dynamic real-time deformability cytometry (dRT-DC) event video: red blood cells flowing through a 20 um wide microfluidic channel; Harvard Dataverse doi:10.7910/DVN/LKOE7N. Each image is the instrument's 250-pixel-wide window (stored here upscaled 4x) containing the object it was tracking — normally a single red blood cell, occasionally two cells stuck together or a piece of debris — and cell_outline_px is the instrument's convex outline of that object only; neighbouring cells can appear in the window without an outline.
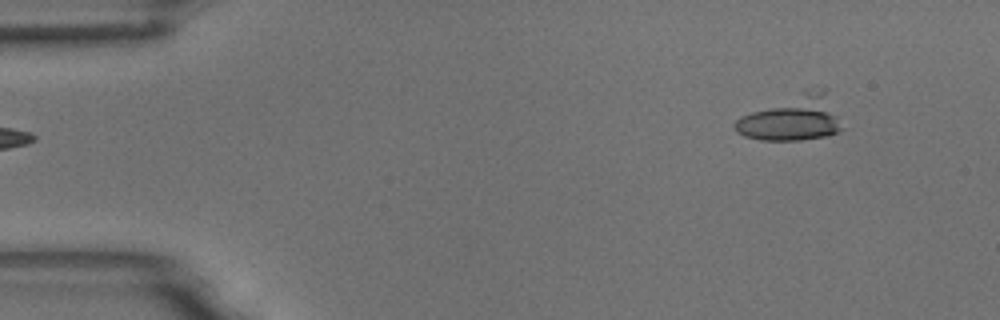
{"species": "common noctule bat (a hibernating species)", "species_latin": "Nyctalus noctula", "temperature_condition": "room temperature", "stored_images_in_passage": 3, "segment_of_instrument_passage": [2, 2], "camera_frame_rate_fps": 3000, "um_per_image_px": 0.085, "animal": {"sex": "male", "body_mass_g": 18.8}, "frame": {"image": 1, "passage_image": 3, "time_ms": 0.667, "image_size_px": [1000, 320], "cell_outline_px": [[840, 128], [836, 132], [828, 136], [800, 140], [760, 140], [744, 136], [736, 132], [732, 124], [740, 116], [804, 88], [828, 88]], "centroid_in_image_um": [67.3, 10.0], "position_along_channel_um": 17.7, "area_um2": 28.55}}